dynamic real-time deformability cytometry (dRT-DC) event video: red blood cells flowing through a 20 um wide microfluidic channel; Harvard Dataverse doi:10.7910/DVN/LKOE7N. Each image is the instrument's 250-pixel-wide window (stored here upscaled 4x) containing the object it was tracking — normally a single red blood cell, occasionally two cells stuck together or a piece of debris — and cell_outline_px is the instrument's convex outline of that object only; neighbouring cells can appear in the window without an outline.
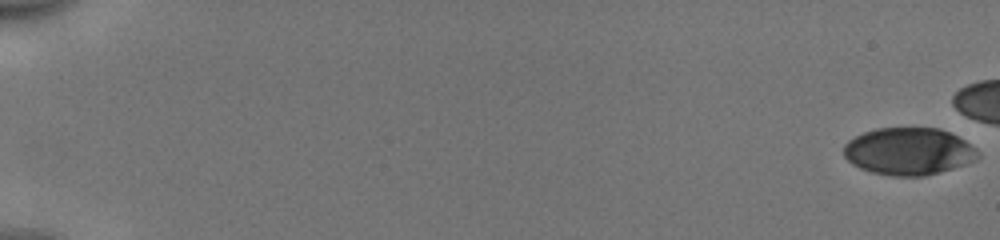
{"species": "human", "species_latin": "Homo sapiens", "temperature_condition": "cold", "stored_images_in_passage": 23, "camera_frame_rate_fps": 3000, "um_per_image_px": 0.085, "donor": {"sex": "male"}, "frame": {"image": 1, "passage_image": 1, "time_ms": 0.0, "image_size_px": [1000, 240], "cell_outline_px": [[980, 156], [976, 160], [952, 168], [924, 176], [888, 176], [872, 172], [860, 168], [852, 164], [844, 156], [844, 144], [848, 140], [864, 132], [876, 128], [940, 128], [964, 140], [976, 148], [980, 152]], "centroid_in_image_um": [77.23, 12.87], "position_along_channel_um": 7.8, "area_um2": 36.93}}